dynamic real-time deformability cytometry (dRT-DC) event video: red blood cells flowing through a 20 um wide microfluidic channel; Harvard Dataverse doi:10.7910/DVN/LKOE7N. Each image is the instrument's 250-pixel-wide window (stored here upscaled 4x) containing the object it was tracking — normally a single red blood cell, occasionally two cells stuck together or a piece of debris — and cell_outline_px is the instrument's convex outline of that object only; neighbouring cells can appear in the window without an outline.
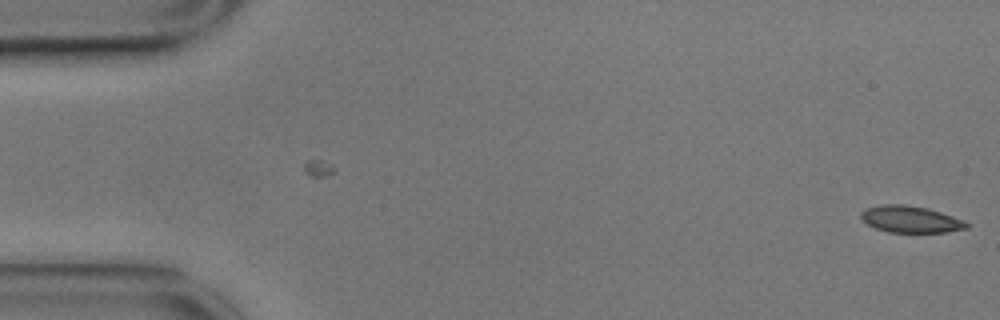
{"species": "common noctule bat (a hibernating species)", "species_latin": "Nyctalus noctula", "temperature_condition": "cold", "stored_images_in_passage": 6, "camera_frame_rate_fps": 3000, "um_per_image_px": 0.085, "animal": {"sex": "male", "body_mass_g": 17.9}, "frame": {"image": 1, "passage_image": 6, "time_ms": 1.667, "image_size_px": [1000, 320], "cell_outline_px": [[968, 228], [948, 232], [888, 232], [876, 228], [868, 224], [860, 216], [860, 212], [864, 208], [880, 204], [904, 204], [928, 208], [964, 220], [968, 224]], "centroid_in_image_um": [77.38, 18.63], "position_along_channel_um": 7.6, "area_um2": 16.47}}